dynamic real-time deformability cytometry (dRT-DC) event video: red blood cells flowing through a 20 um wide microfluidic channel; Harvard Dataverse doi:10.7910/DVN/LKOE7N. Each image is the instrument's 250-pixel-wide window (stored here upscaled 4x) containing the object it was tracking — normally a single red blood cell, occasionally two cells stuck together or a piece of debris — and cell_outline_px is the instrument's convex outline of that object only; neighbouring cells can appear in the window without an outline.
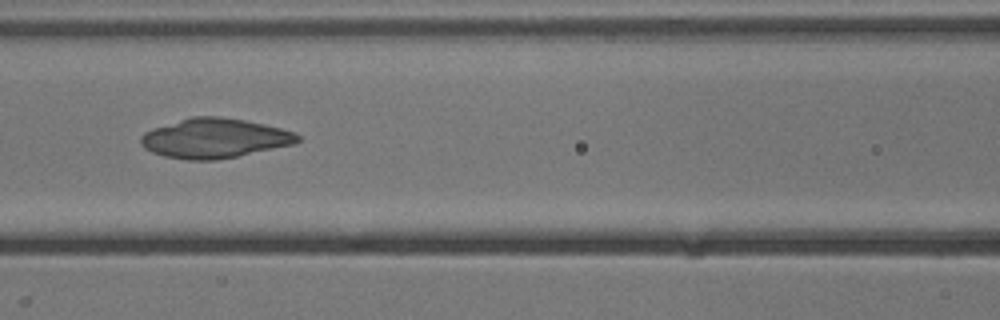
{"species": "common noctule bat (a hibernating species)", "species_latin": "Nyctalus noctula", "temperature_condition": "cold", "stored_images_in_passage": 53, "camera_frame_rate_fps": 3000, "um_per_image_px": 0.085, "animal": {"sex": "male", "body_mass_g": 13.3}, "frame": {"image": 1, "passage_image": 23, "time_ms": 7.333, "image_size_px": [1000, 320], "cell_outline_px": [[300, 140], [292, 144], [236, 156], [216, 160], [188, 160], [164, 156], [152, 152], [144, 148], [140, 144], [140, 136], [144, 132], [152, 128], [192, 116], [220, 116], [244, 120], [280, 128], [296, 132], [300, 136]], "centroid_in_image_um": [18.19, 11.74], "position_along_channel_um": 148.4, "area_um2": 36.01}}
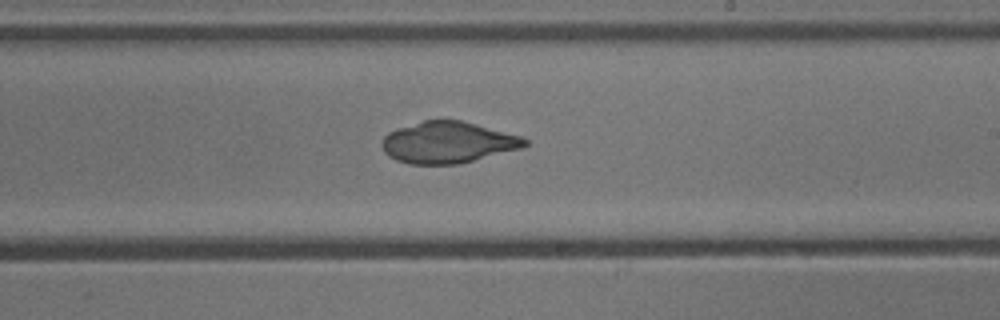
{"frame": {"image": 2, "passage_image": 31, "time_ms": 10.0, "image_size_px": [1000, 320], "cell_outline_px": [[528, 144], [524, 148], [460, 164], [408, 164], [396, 160], [388, 156], [384, 152], [384, 136], [388, 132], [396, 128], [424, 120], [460, 120], [476, 124], [520, 136], [528, 140]], "centroid_in_image_um": [38.09, 12.12], "position_along_channel_um": 250.9, "area_um2": 34.51}}
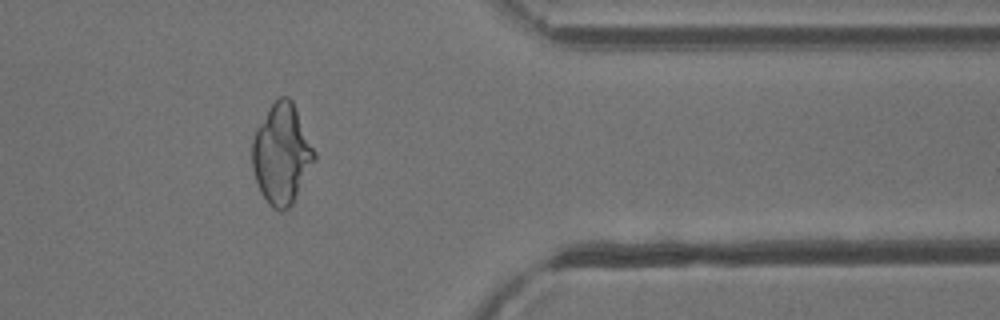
{"frame": {"image": 3, "passage_image": 43, "time_ms": 14.0, "image_size_px": [1000, 320], "cell_outline_px": [[316, 160], [292, 204], [284, 212], [280, 212], [272, 208], [268, 204], [260, 192], [252, 168], [252, 140], [256, 128], [268, 108], [280, 96], [288, 96], [292, 100], [316, 152]], "centroid_in_image_um": [23.94, 13.11], "position_along_channel_um": 387.5, "area_um2": 36.47}}